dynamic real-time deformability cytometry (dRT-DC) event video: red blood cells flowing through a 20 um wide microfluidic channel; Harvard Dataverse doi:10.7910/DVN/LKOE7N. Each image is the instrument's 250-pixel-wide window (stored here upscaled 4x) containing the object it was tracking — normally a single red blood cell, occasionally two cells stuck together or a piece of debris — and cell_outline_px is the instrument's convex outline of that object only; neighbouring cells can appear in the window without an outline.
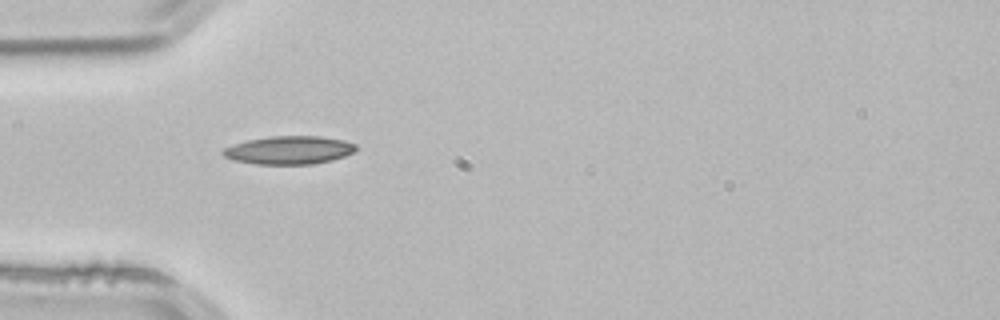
{"species": "common noctule bat (a hibernating species)", "species_latin": "Nyctalus noctula", "temperature_condition": "room temperature", "stored_images_in_passage": 1, "camera_frame_rate_fps": 3000, "um_per_image_px": 0.085, "animal": {"sex": "male", "body_mass_g": 21.5, "forearm_length_mm": 52.0}, "frame": {"image": 1, "passage_image": 1, "time_ms": 0.0, "image_size_px": [1000, 320], "cell_outline_px": [[356, 152], [332, 160], [312, 164], [256, 164], [232, 160], [224, 156], [220, 152], [224, 148], [248, 140], [272, 136], [320, 136], [344, 140], [356, 144]], "centroid_in_image_um": [24.59, 12.76], "position_along_channel_um": 60.4, "area_um2": 21.85}}